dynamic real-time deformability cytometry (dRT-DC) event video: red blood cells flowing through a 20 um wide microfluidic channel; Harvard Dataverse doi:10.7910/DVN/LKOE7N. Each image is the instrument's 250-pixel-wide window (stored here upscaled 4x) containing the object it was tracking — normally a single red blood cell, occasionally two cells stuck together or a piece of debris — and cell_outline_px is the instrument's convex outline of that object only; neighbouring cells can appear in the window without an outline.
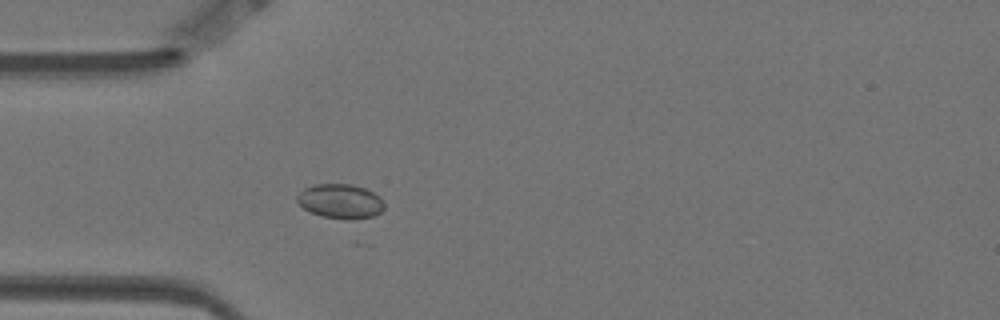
{"species": "Egyptian fruit bat (a non-hibernating species)", "species_latin": "Rousettus aegyptiacus", "temperature_condition": "warm", "stored_images_in_passage": 30, "camera_frame_rate_fps": 3000, "um_per_image_px": 0.085, "animal": {"sex": "female"}, "frame": {"image": 1, "passage_image": 1, "time_ms": 0.0, "image_size_px": [1000, 320], "cell_outline_px": [[384, 208], [380, 212], [372, 216], [352, 220], [348, 220], [320, 216], [308, 212], [296, 200], [296, 196], [304, 188], [312, 184], [352, 184], [364, 188], [372, 192], [384, 204]], "centroid_in_image_um": [28.88, 17.11], "position_along_channel_um": 56.1, "area_um2": 17.51}}
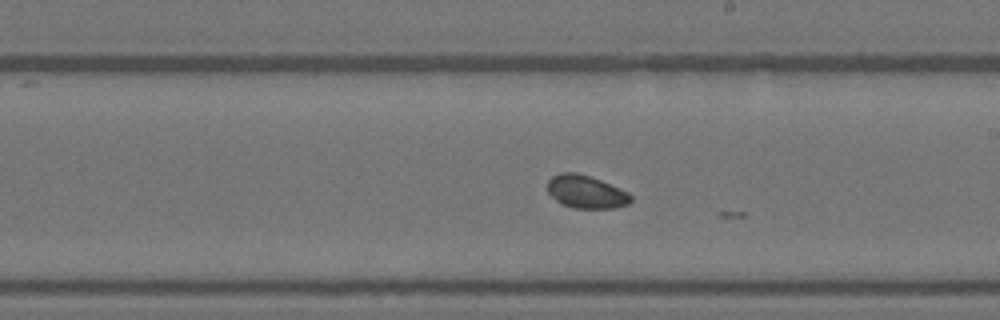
{"frame": {"image": 2, "passage_image": 17, "time_ms": 5.333, "image_size_px": [1000, 320], "cell_outline_px": [[632, 200], [628, 204], [612, 208], [572, 208], [560, 204], [548, 192], [548, 180], [552, 176], [560, 172], [576, 172], [600, 180], [628, 192], [632, 196]], "centroid_in_image_um": [49.79, 16.31], "position_along_channel_um": 239.2, "area_um2": 15.95}}
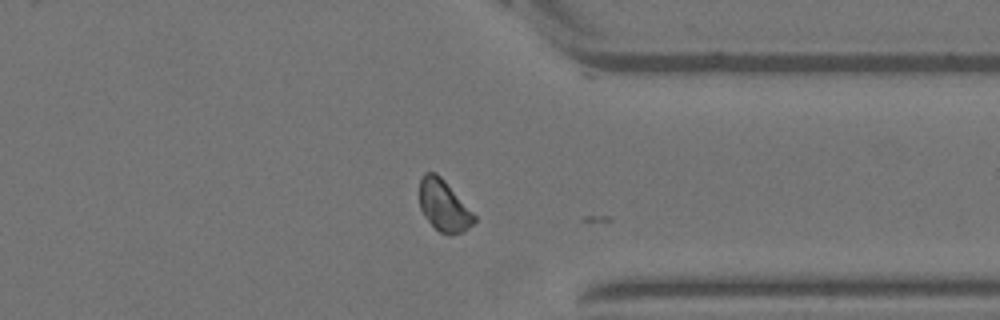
{"frame": {"image": 3, "passage_image": 29, "time_ms": 9.333, "image_size_px": [1000, 320], "cell_outline_px": [[476, 220], [464, 232], [448, 236], [440, 232], [424, 216], [420, 208], [420, 180], [424, 172], [436, 172], [444, 180], [476, 216]], "centroid_in_image_um": [37.72, 17.5], "position_along_channel_um": 373.7, "area_um2": 16.24}}